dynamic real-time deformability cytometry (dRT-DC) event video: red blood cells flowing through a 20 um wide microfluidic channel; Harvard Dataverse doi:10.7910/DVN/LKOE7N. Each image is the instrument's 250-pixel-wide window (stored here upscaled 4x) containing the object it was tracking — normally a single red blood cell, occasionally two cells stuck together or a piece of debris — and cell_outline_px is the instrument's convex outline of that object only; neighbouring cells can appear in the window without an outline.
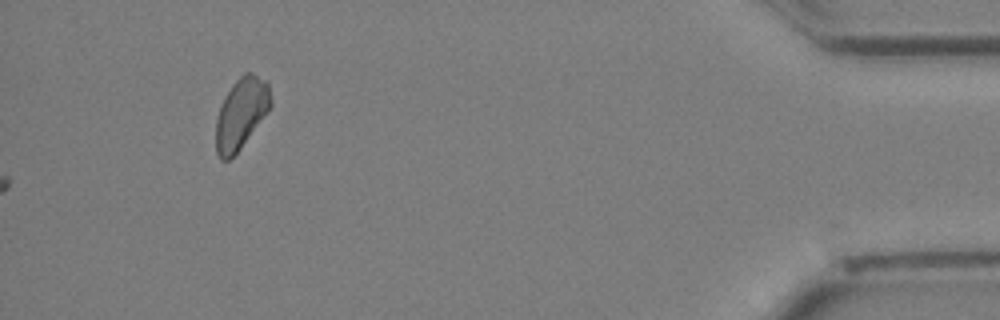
{"species": "Egyptian fruit bat (a non-hibernating species)", "species_latin": "Rousettus aegyptiacus", "temperature_condition": "cold", "stored_images_in_passage": 36, "camera_frame_rate_fps": 3000, "um_per_image_px": 0.085, "animal": {"sex": "female"}, "frame": {"image": 1, "passage_image": 36, "time_ms": 11.667, "image_size_px": [1000, 320], "cell_outline_px": [[272, 108], [240, 148], [228, 160], [220, 160], [216, 152], [216, 120], [224, 96], [232, 84], [244, 72], [252, 72], [268, 80], [272, 100]], "centroid_in_image_um": [20.53, 9.6], "position_along_channel_um": 414.7, "area_um2": 22.95}}